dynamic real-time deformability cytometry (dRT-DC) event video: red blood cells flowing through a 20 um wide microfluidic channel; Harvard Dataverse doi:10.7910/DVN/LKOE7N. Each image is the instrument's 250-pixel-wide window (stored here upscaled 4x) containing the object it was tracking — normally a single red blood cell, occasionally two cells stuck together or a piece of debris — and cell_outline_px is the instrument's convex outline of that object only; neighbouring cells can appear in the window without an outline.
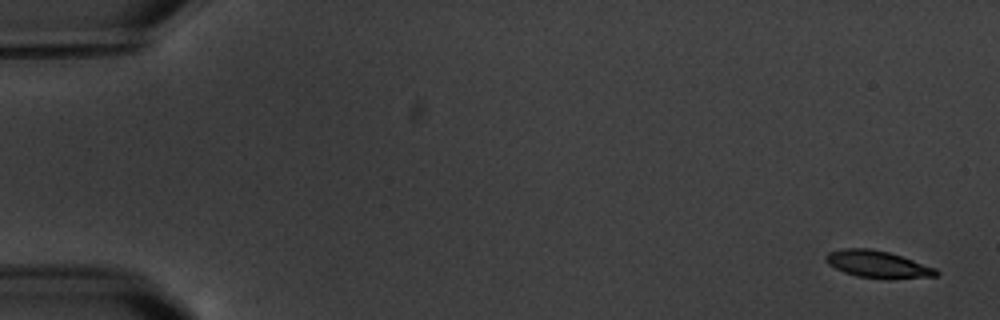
{"species": "common noctule bat (a hibernating species)", "species_latin": "Nyctalus noctula", "temperature_condition": "warm", "stored_images_in_passage": 4, "camera_frame_rate_fps": 3000, "um_per_image_px": 0.085, "animal": {"sex": "male", "body_mass_g": 20.1, "forearm_length_mm": 53.5}, "frame": {"image": 1, "passage_image": 1, "time_ms": 0.0, "image_size_px": [1000, 320], "cell_outline_px": [[940, 272], [936, 276], [888, 280], [884, 280], [856, 276], [844, 272], [828, 264], [824, 260], [824, 256], [828, 252], [844, 248], [868, 248], [888, 252], [936, 268]], "centroid_in_image_um": [74.59, 22.48], "position_along_channel_um": 10.4, "area_um2": 17.63}}
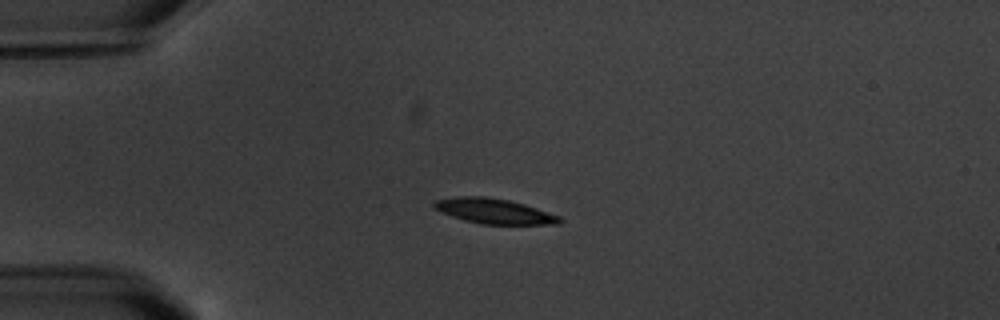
{"frame": {"image": 2, "passage_image": 4, "time_ms": 4.333, "image_size_px": [1000, 320], "cell_outline_px": [[564, 220], [560, 224], [480, 224], [464, 220], [440, 212], [432, 208], [432, 204], [436, 200], [456, 196], [484, 196], [508, 200], [524, 204], [560, 216]], "centroid_in_image_um": [41.97, 17.95], "position_along_channel_um": 43.0, "area_um2": 18.44}}